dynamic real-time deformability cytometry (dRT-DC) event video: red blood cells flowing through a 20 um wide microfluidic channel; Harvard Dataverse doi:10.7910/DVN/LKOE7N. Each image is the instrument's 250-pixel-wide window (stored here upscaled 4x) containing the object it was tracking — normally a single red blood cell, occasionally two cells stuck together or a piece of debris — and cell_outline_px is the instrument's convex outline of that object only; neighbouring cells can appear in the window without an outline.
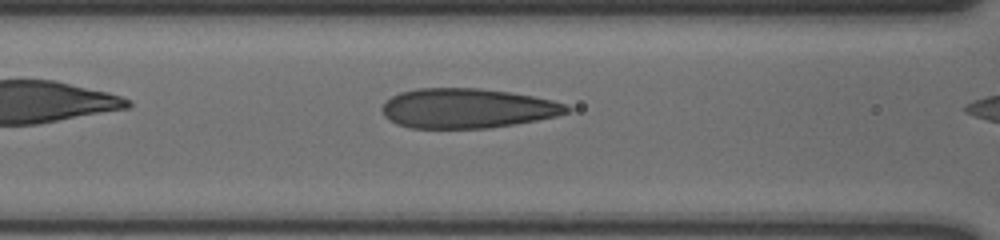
{"species": "human", "species_latin": "Homo sapiens", "temperature_condition": "cold", "stored_images_in_passage": 9, "camera_frame_rate_fps": 3000, "um_per_image_px": 0.085, "donor": {"sex": "male"}, "frame": {"image": 1, "passage_image": 7, "time_ms": 2.0, "image_size_px": [1000, 240], "cell_outline_px": [[572, 108], [568, 112], [556, 116], [536, 120], [488, 128], [412, 128], [396, 124], [388, 120], [384, 116], [380, 108], [384, 100], [400, 92], [416, 88], [480, 88], [512, 92], [552, 100], [564, 104]], "centroid_in_image_um": [39.66, 9.2], "position_along_channel_um": 126.9, "area_um2": 42.95}}